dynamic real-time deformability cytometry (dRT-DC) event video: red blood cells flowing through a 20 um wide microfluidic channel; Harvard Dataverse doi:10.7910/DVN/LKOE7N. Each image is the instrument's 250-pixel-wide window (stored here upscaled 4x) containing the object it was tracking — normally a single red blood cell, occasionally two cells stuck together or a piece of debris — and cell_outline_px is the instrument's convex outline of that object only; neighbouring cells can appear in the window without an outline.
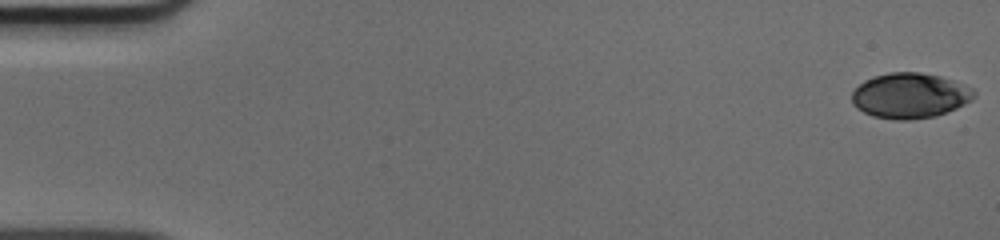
{"species": "human", "species_latin": "Homo sapiens", "temperature_condition": "cold", "stored_images_in_passage": 50, "camera_frame_rate_fps": 3000, "um_per_image_px": 0.085, "donor": {"sex": "male"}, "frame": {"image": 1, "passage_image": 1, "time_ms": 0.0, "image_size_px": [1000, 240], "cell_outline_px": [[976, 96], [972, 100], [956, 108], [936, 116], [912, 120], [896, 120], [872, 116], [856, 108], [852, 104], [852, 92], [864, 80], [872, 76], [888, 72], [920, 72], [940, 76], [952, 80], [972, 88], [976, 92]], "centroid_in_image_um": [77.33, 8.13], "position_along_channel_um": 7.7, "area_um2": 32.48}}
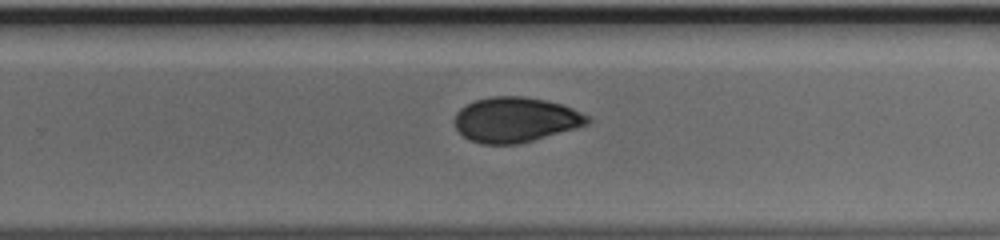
{"frame": {"image": 2, "passage_image": 33, "time_ms": 10.667, "image_size_px": [1000, 240], "cell_outline_px": [[592, 120], [588, 124], [576, 128], [532, 140], [516, 144], [480, 144], [468, 140], [456, 128], [452, 120], [456, 112], [460, 108], [476, 100], [492, 96], [520, 96], [544, 100], [564, 104], [592, 116]], "centroid_in_image_um": [43.83, 10.17], "position_along_channel_um": 286.0, "area_um2": 35.14}}
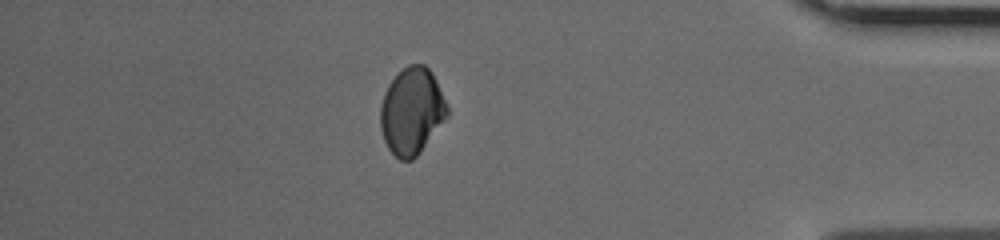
{"frame": {"image": 3, "passage_image": 44, "time_ms": 14.333, "image_size_px": [1000, 240], "cell_outline_px": [[448, 116], [420, 152], [412, 160], [400, 160], [388, 148], [384, 140], [380, 128], [380, 108], [384, 92], [388, 84], [408, 64], [424, 64], [432, 72], [436, 80], [448, 108]], "centroid_in_image_um": [34.99, 9.45], "position_along_channel_um": 400.2, "area_um2": 33.58}}